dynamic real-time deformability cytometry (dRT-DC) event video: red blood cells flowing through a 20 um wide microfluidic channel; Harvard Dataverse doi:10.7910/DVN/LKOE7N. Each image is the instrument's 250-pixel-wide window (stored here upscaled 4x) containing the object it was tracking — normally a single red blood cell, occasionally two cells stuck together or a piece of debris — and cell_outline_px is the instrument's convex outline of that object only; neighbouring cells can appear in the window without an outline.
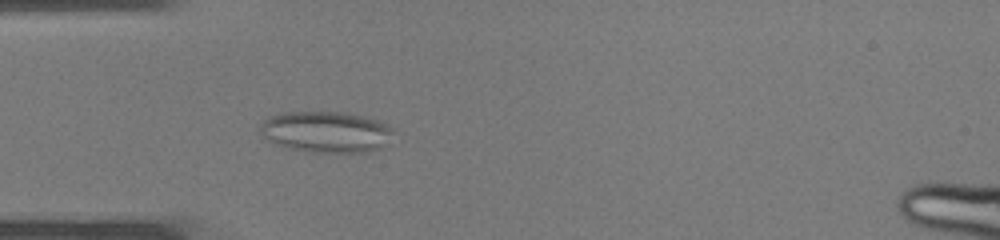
{"species": "common noctule bat (a hibernating species)", "species_latin": "Nyctalus noctula", "temperature_condition": "warm", "stored_images_in_passage": 36, "segment_of_instrument_passage": [1, 2], "camera_frame_rate_fps": 3000, "um_per_image_px": 0.085, "animal": {"sex": "male", "body_mass_g": 19.0, "forearm_length_mm": 50.8}, "frame": {"image": 1, "passage_image": 10, "time_ms": 3.0, "image_size_px": [1000, 240], "cell_outline_px": [[396, 132], [380, 148], [368, 152], [312, 152], [288, 148], [276, 144], [268, 140], [260, 132], [260, 124], [268, 116], [280, 112], [348, 112], [376, 120], [388, 124]], "centroid_in_image_um": [27.71, 11.2], "position_along_channel_um": 57.3, "area_um2": 32.14}}